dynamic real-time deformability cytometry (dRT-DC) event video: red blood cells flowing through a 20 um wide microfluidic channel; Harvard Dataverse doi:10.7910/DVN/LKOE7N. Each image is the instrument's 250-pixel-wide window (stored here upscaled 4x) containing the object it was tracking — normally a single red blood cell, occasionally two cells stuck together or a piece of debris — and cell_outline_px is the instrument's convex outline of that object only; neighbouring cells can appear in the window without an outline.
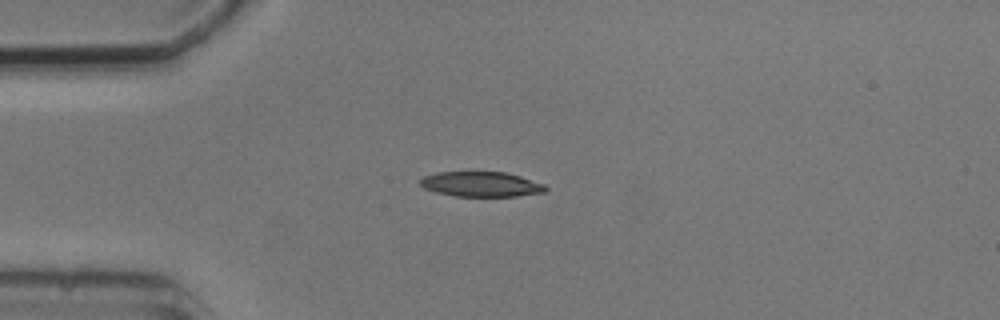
{"species": "common noctule bat (a hibernating species)", "species_latin": "Nyctalus noctula", "temperature_condition": "cold", "stored_images_in_passage": 5, "camera_frame_rate_fps": 3000, "um_per_image_px": 0.085, "animal": {"sex": "male", "body_mass_g": 20.5, "forearm_length_mm": 52.5}, "frame": {"image": 1, "passage_image": 3, "time_ms": 2.333, "image_size_px": [1000, 320], "cell_outline_px": [[548, 188], [544, 192], [516, 196], [456, 196], [436, 192], [424, 188], [420, 184], [420, 180], [424, 176], [436, 172], [504, 172], [520, 176], [544, 184]], "centroid_in_image_um": [40.89, 15.65], "position_along_channel_um": 44.1, "area_um2": 18.15}}
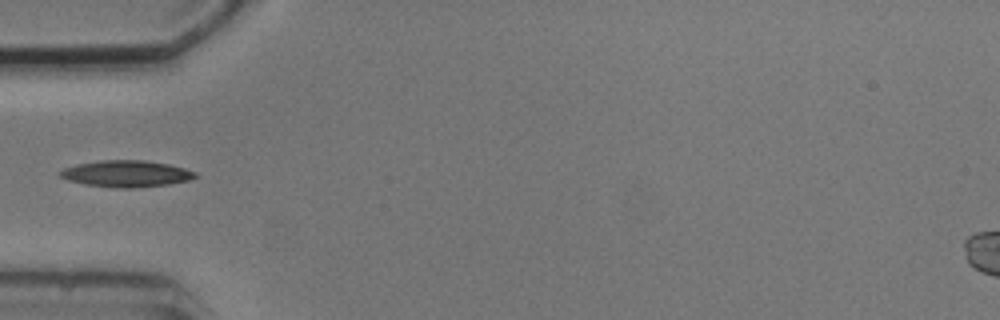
{"frame": {"image": 2, "passage_image": 4, "time_ms": 3.667, "image_size_px": [1000, 320], "cell_outline_px": [[200, 176], [188, 180], [168, 184], [132, 188], [116, 188], [88, 184], [68, 180], [60, 176], [56, 172], [64, 168], [76, 164], [100, 160], [144, 160], [168, 164], [184, 168], [196, 172]], "centroid_in_image_um": [10.73, 14.75], "position_along_channel_um": 74.3, "area_um2": 20.87}}
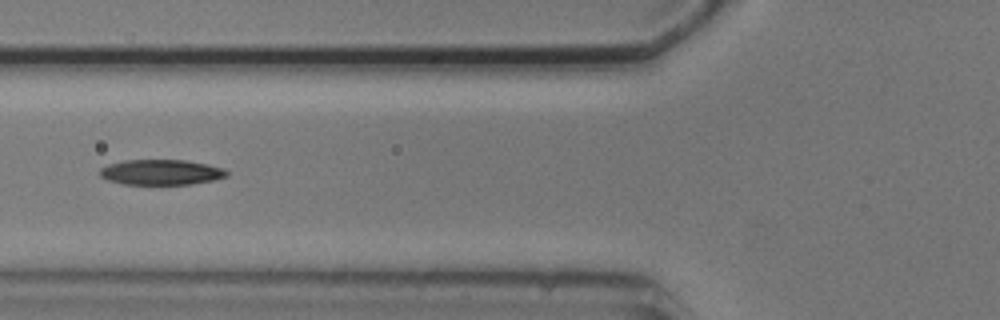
{"frame": {"image": 3, "passage_image": 5, "time_ms": 4.667, "image_size_px": [1000, 320], "cell_outline_px": [[228, 176], [212, 180], [192, 184], [124, 184], [108, 180], [100, 176], [100, 168], [108, 164], [124, 160], [184, 160], [208, 164], [224, 168], [228, 172]], "centroid_in_image_um": [13.7, 14.63], "position_along_channel_um": 112.1, "area_um2": 18.73}}